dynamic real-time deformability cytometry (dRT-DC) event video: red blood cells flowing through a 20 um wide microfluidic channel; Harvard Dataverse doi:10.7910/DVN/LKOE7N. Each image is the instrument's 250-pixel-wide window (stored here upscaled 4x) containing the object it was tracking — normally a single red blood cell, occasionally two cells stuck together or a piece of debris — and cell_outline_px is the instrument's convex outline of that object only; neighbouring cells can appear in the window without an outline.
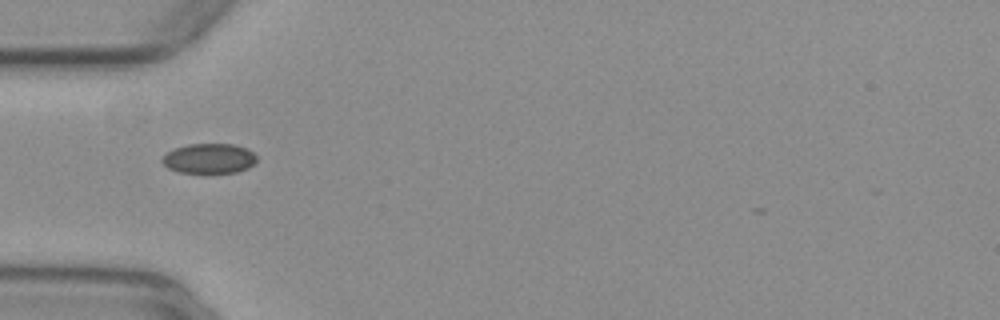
{"species": "common noctule bat (a hibernating species)", "species_latin": "Nyctalus noctula", "temperature_condition": "warm", "stored_images_in_passage": 37, "camera_frame_rate_fps": 3000, "um_per_image_px": 0.085, "animal": {"sex": "female", "body_mass_g": 29.2, "forearm_length_mm": 56.3}, "frame": {"image": 1, "passage_image": 1, "time_ms": 0.0, "image_size_px": [1000, 320], "cell_outline_px": [[256, 160], [248, 168], [236, 172], [180, 172], [168, 168], [160, 160], [168, 152], [176, 148], [188, 144], [232, 144], [248, 148], [256, 156]], "centroid_in_image_um": [17.78, 13.46], "position_along_channel_um": 67.2, "area_um2": 16.24}}
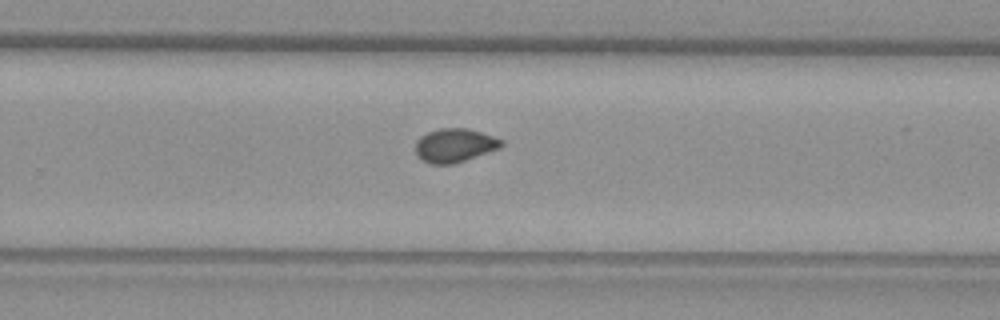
{"frame": {"image": 2, "passage_image": 18, "time_ms": 5.667, "image_size_px": [1000, 320], "cell_outline_px": [[504, 144], [500, 148], [452, 164], [432, 164], [420, 160], [416, 152], [416, 140], [420, 136], [428, 132], [440, 128], [468, 128], [504, 140]], "centroid_in_image_um": [38.63, 12.35], "position_along_channel_um": 291.2, "area_um2": 16.82}}
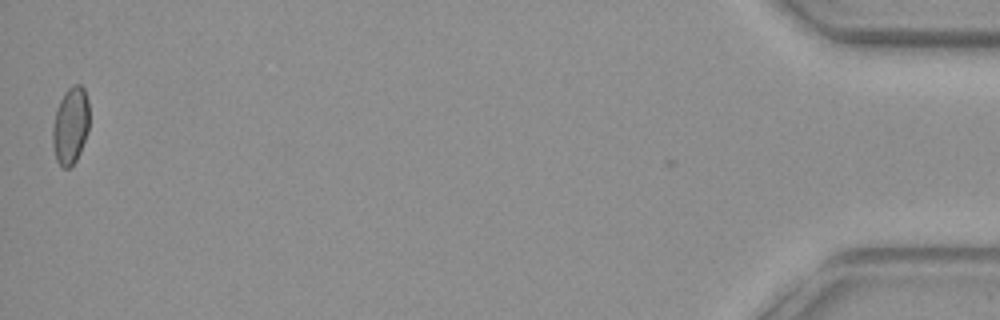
{"frame": {"image": 3, "passage_image": 36, "time_ms": 11.667, "image_size_px": [1000, 320], "cell_outline_px": [[88, 128], [80, 152], [76, 160], [68, 168], [64, 168], [56, 160], [52, 144], [52, 128], [56, 112], [60, 100], [64, 92], [72, 84], [80, 84], [84, 88], [88, 100]], "centroid_in_image_um": [5.98, 10.65], "position_along_channel_um": 429.2, "area_um2": 16.36}, "authors_computed_cell_mechanics": {"area_um2": 16.5308, "velocity_mm_per_s": 3.9544, "shape_relaxation_time_tau1_ms": null, "shape_relaxation_time_tau2_ms": 1.7822, "deformation_change_tau1": null, "deformation_change_tau2": 0.0365}}